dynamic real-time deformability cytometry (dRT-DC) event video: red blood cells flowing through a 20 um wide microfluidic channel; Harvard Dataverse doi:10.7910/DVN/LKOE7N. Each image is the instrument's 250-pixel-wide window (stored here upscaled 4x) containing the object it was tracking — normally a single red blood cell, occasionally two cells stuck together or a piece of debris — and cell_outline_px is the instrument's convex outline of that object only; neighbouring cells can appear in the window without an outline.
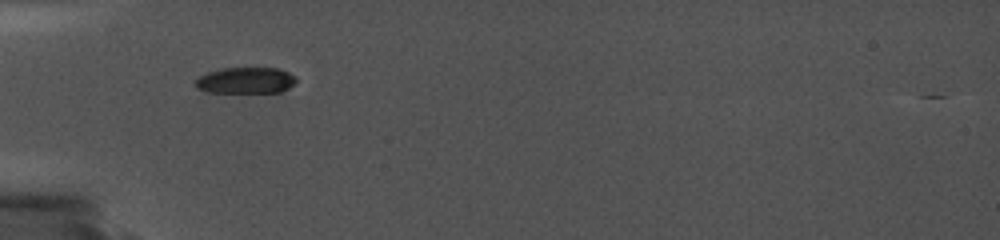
{"species": "common noctule bat (a hibernating species)", "species_latin": "Nyctalus noctula", "temperature_condition": "cold", "stored_images_in_passage": 28, "camera_frame_rate_fps": 5000, "um_per_image_px": 0.085, "animal": {"sex": "female", "body_mass_g": 19.0, "forearm_length_mm": 56.7}, "frame": {"image": 1, "passage_image": 1, "time_ms": 0.0, "image_size_px": [1000, 240], "cell_outline_px": [[296, 80], [288, 88], [280, 92], [204, 92], [196, 88], [192, 84], [200, 76], [208, 72], [220, 68], [280, 68], [296, 76]], "centroid_in_image_um": [20.84, 6.83], "position_along_channel_um": 64.2, "area_um2": 15.49}}
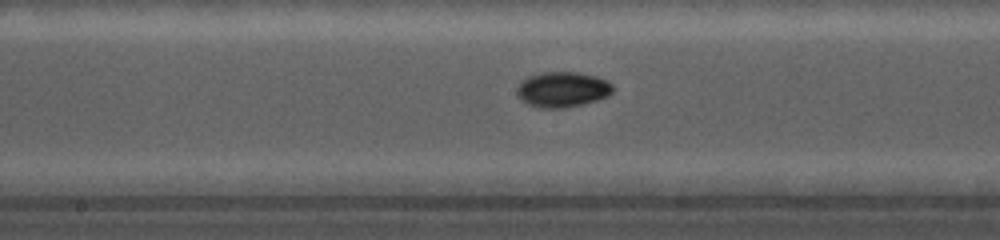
{"frame": {"image": 2, "passage_image": 12, "time_ms": 3.8, "image_size_px": [1000, 240], "cell_outline_px": [[612, 92], [608, 96], [584, 104], [564, 108], [540, 108], [528, 104], [520, 100], [516, 92], [516, 88], [528, 76], [544, 72], [576, 72], [596, 76], [612, 84]], "centroid_in_image_um": [47.79, 7.61], "position_along_channel_um": 200.4, "area_um2": 19.71}}
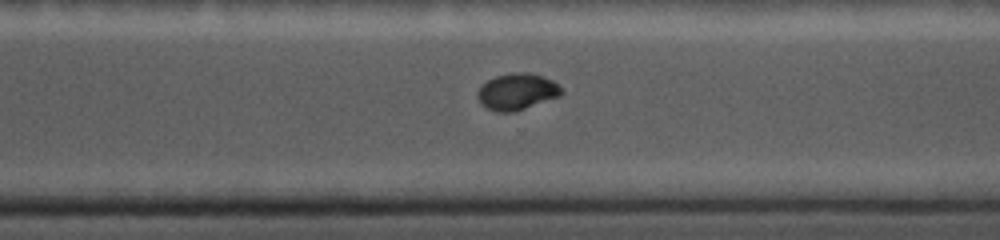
{"frame": {"image": 3, "passage_image": 22, "time_ms": 7.2, "image_size_px": [1000, 240], "cell_outline_px": [[564, 92], [560, 96], [512, 112], [496, 112], [484, 108], [480, 104], [476, 96], [476, 92], [488, 80], [496, 76], [520, 72], [528, 72], [552, 80]], "centroid_in_image_um": [43.9, 7.81], "position_along_channel_um": 326.7, "area_um2": 17.63}}